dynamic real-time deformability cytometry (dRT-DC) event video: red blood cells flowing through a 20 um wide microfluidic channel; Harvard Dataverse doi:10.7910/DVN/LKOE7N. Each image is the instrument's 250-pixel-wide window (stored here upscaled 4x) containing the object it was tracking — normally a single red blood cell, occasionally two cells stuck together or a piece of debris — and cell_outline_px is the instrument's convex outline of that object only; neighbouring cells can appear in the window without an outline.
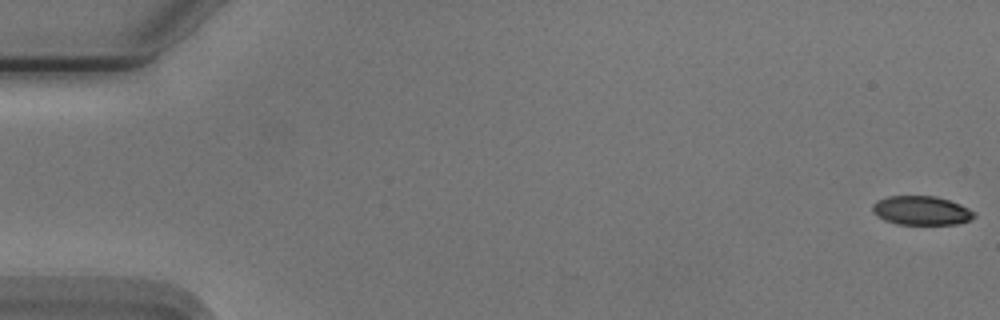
{"species": "Egyptian fruit bat (a non-hibernating species)", "species_latin": "Rousettus aegyptiacus", "temperature_condition": "cold", "stored_images_in_passage": 13, "camera_frame_rate_fps": 3000, "um_per_image_px": 0.085, "animal": {"sex": "male"}, "frame": {"image": 1, "passage_image": 1, "time_ms": 0.0, "image_size_px": [1000, 320], "cell_outline_px": [[976, 216], [972, 220], [956, 224], [896, 224], [884, 220], [876, 216], [872, 212], [872, 204], [876, 200], [888, 196], [936, 196], [960, 204], [976, 212]], "centroid_in_image_um": [78.31, 17.9], "position_along_channel_um": 6.7, "area_um2": 17.4}}